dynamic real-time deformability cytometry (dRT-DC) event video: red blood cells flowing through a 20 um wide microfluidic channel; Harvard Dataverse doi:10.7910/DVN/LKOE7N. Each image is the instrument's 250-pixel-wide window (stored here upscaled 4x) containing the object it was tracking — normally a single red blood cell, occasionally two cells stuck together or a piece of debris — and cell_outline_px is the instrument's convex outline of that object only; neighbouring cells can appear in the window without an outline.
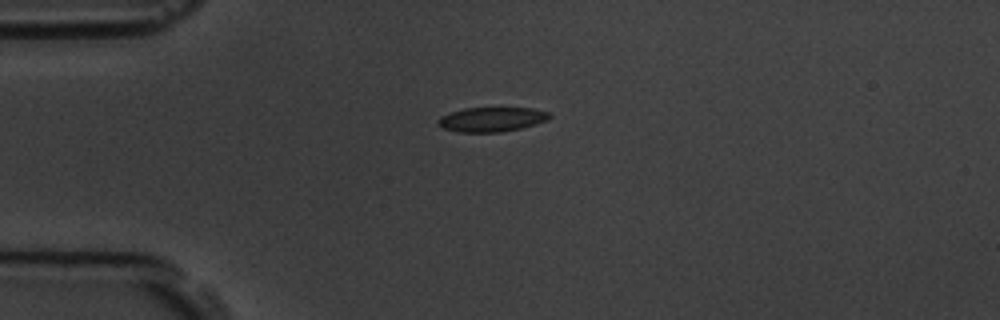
{"species": "common noctule bat (a hibernating species)", "species_latin": "Nyctalus noctula", "temperature_condition": "room temperature", "stored_images_in_passage": 8, "camera_frame_rate_fps": 3000, "um_per_image_px": 0.085, "animal": {"sex": "male", "body_mass_g": 19.5, "forearm_length_mm": 54.6}, "frame": {"image": 1, "passage_image": 1, "time_ms": 0.0, "image_size_px": [1000, 320], "cell_outline_px": [[552, 116], [548, 120], [536, 124], [520, 128], [500, 132], [460, 132], [444, 128], [436, 120], [440, 116], [464, 108], [532, 108], [548, 112]], "centroid_in_image_um": [41.82, 10.14], "position_along_channel_um": 43.2, "area_um2": 15.78}}
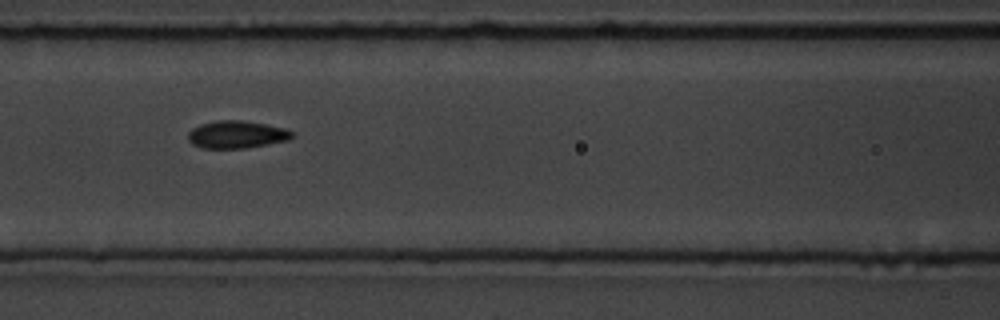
{"frame": {"image": 2, "passage_image": 4, "time_ms": 3.333, "image_size_px": [1000, 320], "cell_outline_px": [[292, 136], [288, 140], [268, 144], [244, 148], [204, 148], [192, 144], [188, 140], [188, 132], [192, 128], [200, 124], [216, 120], [240, 120], [264, 124], [284, 128], [292, 132]], "centroid_in_image_um": [20.07, 11.43], "position_along_channel_um": 146.5, "area_um2": 16.53}}
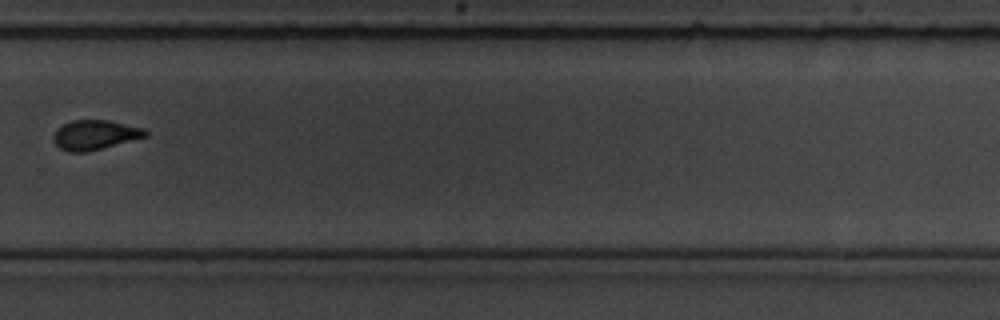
{"frame": {"image": 3, "passage_image": 8, "time_ms": 8.0, "image_size_px": [1000, 320], "cell_outline_px": [[148, 136], [88, 152], [68, 152], [60, 148], [52, 140], [52, 136], [56, 128], [72, 120], [108, 120], [144, 128], [148, 132]], "centroid_in_image_um": [8.05, 11.47], "position_along_channel_um": 321.8, "area_um2": 16.01}}